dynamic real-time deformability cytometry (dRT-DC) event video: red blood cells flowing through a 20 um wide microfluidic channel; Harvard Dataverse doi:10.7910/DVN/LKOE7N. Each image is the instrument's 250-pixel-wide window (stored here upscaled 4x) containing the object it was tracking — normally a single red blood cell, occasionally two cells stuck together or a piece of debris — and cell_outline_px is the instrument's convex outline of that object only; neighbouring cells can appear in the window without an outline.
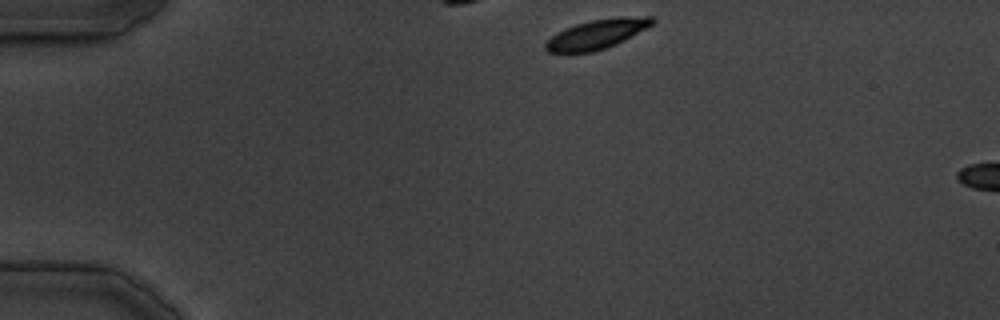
{"species": "common noctule bat (a hibernating species)", "species_latin": "Nyctalus noctula", "temperature_condition": "cold", "stored_images_in_passage": 4, "camera_frame_rate_fps": 3000, "um_per_image_px": 0.085, "animal": {"sex": "male", "body_mass_g": 19.5, "forearm_length_mm": 54.6}, "frame": {"image": 1, "passage_image": 1, "time_ms": 0.0, "image_size_px": [1000, 320], "cell_outline_px": [[656, 20], [652, 24], [624, 40], [616, 44], [592, 52], [548, 52], [544, 48], [544, 44], [552, 36], [564, 28], [576, 24], [592, 20], [620, 16], [652, 16]], "centroid_in_image_um": [50.73, 2.89], "position_along_channel_um": 34.3, "area_um2": 18.09}}